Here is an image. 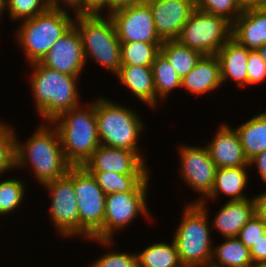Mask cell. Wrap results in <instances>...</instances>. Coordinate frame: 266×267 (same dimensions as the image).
<instances>
[{"label":"cell","instance_id":"bcb514c9","mask_svg":"<svg viewBox=\"0 0 266 267\" xmlns=\"http://www.w3.org/2000/svg\"><path fill=\"white\" fill-rule=\"evenodd\" d=\"M249 267H266V261H252Z\"/></svg>","mask_w":266,"mask_h":267},{"label":"cell","instance_id":"d6a6232c","mask_svg":"<svg viewBox=\"0 0 266 267\" xmlns=\"http://www.w3.org/2000/svg\"><path fill=\"white\" fill-rule=\"evenodd\" d=\"M15 129L0 122V175L16 167L15 158Z\"/></svg>","mask_w":266,"mask_h":267},{"label":"cell","instance_id":"277c9868","mask_svg":"<svg viewBox=\"0 0 266 267\" xmlns=\"http://www.w3.org/2000/svg\"><path fill=\"white\" fill-rule=\"evenodd\" d=\"M204 198L184 207L182 222L172 239L184 267H205L210 265L213 253L208 208Z\"/></svg>","mask_w":266,"mask_h":267},{"label":"cell","instance_id":"f35d334b","mask_svg":"<svg viewBox=\"0 0 266 267\" xmlns=\"http://www.w3.org/2000/svg\"><path fill=\"white\" fill-rule=\"evenodd\" d=\"M250 255L252 261H266V234L250 248Z\"/></svg>","mask_w":266,"mask_h":267},{"label":"cell","instance_id":"30bf717a","mask_svg":"<svg viewBox=\"0 0 266 267\" xmlns=\"http://www.w3.org/2000/svg\"><path fill=\"white\" fill-rule=\"evenodd\" d=\"M147 192H123L106 195L103 227L91 238L104 246L113 244V232L127 226L140 213L148 217Z\"/></svg>","mask_w":266,"mask_h":267},{"label":"cell","instance_id":"cb8c5ba5","mask_svg":"<svg viewBox=\"0 0 266 267\" xmlns=\"http://www.w3.org/2000/svg\"><path fill=\"white\" fill-rule=\"evenodd\" d=\"M247 168L250 166L217 168L214 186L207 198L215 199L221 192L231 196V201L250 199L242 194L248 182Z\"/></svg>","mask_w":266,"mask_h":267},{"label":"cell","instance_id":"ac0fdd59","mask_svg":"<svg viewBox=\"0 0 266 267\" xmlns=\"http://www.w3.org/2000/svg\"><path fill=\"white\" fill-rule=\"evenodd\" d=\"M231 37L249 50L266 43V8L246 9L232 24Z\"/></svg>","mask_w":266,"mask_h":267},{"label":"cell","instance_id":"5b68a950","mask_svg":"<svg viewBox=\"0 0 266 267\" xmlns=\"http://www.w3.org/2000/svg\"><path fill=\"white\" fill-rule=\"evenodd\" d=\"M75 18L74 25L82 39L85 61L91 57L116 75L122 66L121 42L111 17L76 14Z\"/></svg>","mask_w":266,"mask_h":267},{"label":"cell","instance_id":"e0dca14e","mask_svg":"<svg viewBox=\"0 0 266 267\" xmlns=\"http://www.w3.org/2000/svg\"><path fill=\"white\" fill-rule=\"evenodd\" d=\"M206 147L217 168L249 166L238 133L227 124H222L218 128L216 135Z\"/></svg>","mask_w":266,"mask_h":267},{"label":"cell","instance_id":"f1b7e54d","mask_svg":"<svg viewBox=\"0 0 266 267\" xmlns=\"http://www.w3.org/2000/svg\"><path fill=\"white\" fill-rule=\"evenodd\" d=\"M156 91V105L159 99H164L176 87H181V77L169 63L168 59L159 52L151 66Z\"/></svg>","mask_w":266,"mask_h":267},{"label":"cell","instance_id":"83f0119b","mask_svg":"<svg viewBox=\"0 0 266 267\" xmlns=\"http://www.w3.org/2000/svg\"><path fill=\"white\" fill-rule=\"evenodd\" d=\"M160 52L168 59L181 78L185 77L203 56L200 52L181 45L177 40L164 41Z\"/></svg>","mask_w":266,"mask_h":267},{"label":"cell","instance_id":"f546056e","mask_svg":"<svg viewBox=\"0 0 266 267\" xmlns=\"http://www.w3.org/2000/svg\"><path fill=\"white\" fill-rule=\"evenodd\" d=\"M163 43L121 42V64L152 66Z\"/></svg>","mask_w":266,"mask_h":267},{"label":"cell","instance_id":"7bdbcfd3","mask_svg":"<svg viewBox=\"0 0 266 267\" xmlns=\"http://www.w3.org/2000/svg\"><path fill=\"white\" fill-rule=\"evenodd\" d=\"M255 199V213L266 225V192L254 196Z\"/></svg>","mask_w":266,"mask_h":267},{"label":"cell","instance_id":"9c48e42d","mask_svg":"<svg viewBox=\"0 0 266 267\" xmlns=\"http://www.w3.org/2000/svg\"><path fill=\"white\" fill-rule=\"evenodd\" d=\"M73 187L80 217V236L90 240L103 227L106 194L83 166H73Z\"/></svg>","mask_w":266,"mask_h":267},{"label":"cell","instance_id":"60d3db41","mask_svg":"<svg viewBox=\"0 0 266 267\" xmlns=\"http://www.w3.org/2000/svg\"><path fill=\"white\" fill-rule=\"evenodd\" d=\"M145 2V0H108V15H111L112 13L129 8L133 5L140 4Z\"/></svg>","mask_w":266,"mask_h":267},{"label":"cell","instance_id":"f6af8a7d","mask_svg":"<svg viewBox=\"0 0 266 267\" xmlns=\"http://www.w3.org/2000/svg\"><path fill=\"white\" fill-rule=\"evenodd\" d=\"M257 51L262 59L266 62V43L262 45Z\"/></svg>","mask_w":266,"mask_h":267},{"label":"cell","instance_id":"7dc6e473","mask_svg":"<svg viewBox=\"0 0 266 267\" xmlns=\"http://www.w3.org/2000/svg\"><path fill=\"white\" fill-rule=\"evenodd\" d=\"M5 9H7V0H0V16Z\"/></svg>","mask_w":266,"mask_h":267},{"label":"cell","instance_id":"7402d4cb","mask_svg":"<svg viewBox=\"0 0 266 267\" xmlns=\"http://www.w3.org/2000/svg\"><path fill=\"white\" fill-rule=\"evenodd\" d=\"M130 92L148 106H156V91L151 66L122 65L116 74Z\"/></svg>","mask_w":266,"mask_h":267},{"label":"cell","instance_id":"7a4b0ae2","mask_svg":"<svg viewBox=\"0 0 266 267\" xmlns=\"http://www.w3.org/2000/svg\"><path fill=\"white\" fill-rule=\"evenodd\" d=\"M51 123L59 133L65 158L72 166H83L100 145L96 101L83 109L80 104L65 111Z\"/></svg>","mask_w":266,"mask_h":267},{"label":"cell","instance_id":"2e32d148","mask_svg":"<svg viewBox=\"0 0 266 267\" xmlns=\"http://www.w3.org/2000/svg\"><path fill=\"white\" fill-rule=\"evenodd\" d=\"M149 5L159 38L164 41L177 40L182 27L189 19L194 0H145Z\"/></svg>","mask_w":266,"mask_h":267},{"label":"cell","instance_id":"b9f144b4","mask_svg":"<svg viewBox=\"0 0 266 267\" xmlns=\"http://www.w3.org/2000/svg\"><path fill=\"white\" fill-rule=\"evenodd\" d=\"M256 165L257 171L264 184H266V150L259 153L257 156L249 161V166Z\"/></svg>","mask_w":266,"mask_h":267},{"label":"cell","instance_id":"8992f818","mask_svg":"<svg viewBox=\"0 0 266 267\" xmlns=\"http://www.w3.org/2000/svg\"><path fill=\"white\" fill-rule=\"evenodd\" d=\"M98 137L101 145L135 151L143 160L138 148L143 121L133 109L99 97L96 100Z\"/></svg>","mask_w":266,"mask_h":267},{"label":"cell","instance_id":"6da1fadb","mask_svg":"<svg viewBox=\"0 0 266 267\" xmlns=\"http://www.w3.org/2000/svg\"><path fill=\"white\" fill-rule=\"evenodd\" d=\"M42 125L23 144L16 139V168L31 165L35 178L44 185L65 176L72 165L66 160L55 126Z\"/></svg>","mask_w":266,"mask_h":267},{"label":"cell","instance_id":"ba28073f","mask_svg":"<svg viewBox=\"0 0 266 267\" xmlns=\"http://www.w3.org/2000/svg\"><path fill=\"white\" fill-rule=\"evenodd\" d=\"M231 33L232 24L224 17L194 8L177 41L202 55H216Z\"/></svg>","mask_w":266,"mask_h":267},{"label":"cell","instance_id":"e575fe53","mask_svg":"<svg viewBox=\"0 0 266 267\" xmlns=\"http://www.w3.org/2000/svg\"><path fill=\"white\" fill-rule=\"evenodd\" d=\"M266 234V225L255 214L240 230L239 240L247 247L251 248L261 237Z\"/></svg>","mask_w":266,"mask_h":267},{"label":"cell","instance_id":"8fae6325","mask_svg":"<svg viewBox=\"0 0 266 267\" xmlns=\"http://www.w3.org/2000/svg\"><path fill=\"white\" fill-rule=\"evenodd\" d=\"M51 196L50 218L61 236L80 235V217L73 187V166L68 173L54 181L45 183Z\"/></svg>","mask_w":266,"mask_h":267},{"label":"cell","instance_id":"4fadbf2b","mask_svg":"<svg viewBox=\"0 0 266 267\" xmlns=\"http://www.w3.org/2000/svg\"><path fill=\"white\" fill-rule=\"evenodd\" d=\"M181 176L194 191L207 198L214 186L216 164L210 158L207 147L180 146Z\"/></svg>","mask_w":266,"mask_h":267},{"label":"cell","instance_id":"5bb4252c","mask_svg":"<svg viewBox=\"0 0 266 267\" xmlns=\"http://www.w3.org/2000/svg\"><path fill=\"white\" fill-rule=\"evenodd\" d=\"M40 63L60 73L80 76L86 63L82 39L73 25L56 41Z\"/></svg>","mask_w":266,"mask_h":267},{"label":"cell","instance_id":"4dcf8cb0","mask_svg":"<svg viewBox=\"0 0 266 267\" xmlns=\"http://www.w3.org/2000/svg\"><path fill=\"white\" fill-rule=\"evenodd\" d=\"M25 185L16 178L0 181V215L13 212L20 206L25 192Z\"/></svg>","mask_w":266,"mask_h":267},{"label":"cell","instance_id":"ee69618b","mask_svg":"<svg viewBox=\"0 0 266 267\" xmlns=\"http://www.w3.org/2000/svg\"><path fill=\"white\" fill-rule=\"evenodd\" d=\"M243 10L252 8H266V0H238Z\"/></svg>","mask_w":266,"mask_h":267},{"label":"cell","instance_id":"ffe728a7","mask_svg":"<svg viewBox=\"0 0 266 267\" xmlns=\"http://www.w3.org/2000/svg\"><path fill=\"white\" fill-rule=\"evenodd\" d=\"M255 199L227 201L213 218V227L223 237H238L242 227L255 215Z\"/></svg>","mask_w":266,"mask_h":267},{"label":"cell","instance_id":"44dd1931","mask_svg":"<svg viewBox=\"0 0 266 267\" xmlns=\"http://www.w3.org/2000/svg\"><path fill=\"white\" fill-rule=\"evenodd\" d=\"M220 64L216 55H203L181 79V87L192 94H204L221 86Z\"/></svg>","mask_w":266,"mask_h":267},{"label":"cell","instance_id":"9a60e30c","mask_svg":"<svg viewBox=\"0 0 266 267\" xmlns=\"http://www.w3.org/2000/svg\"><path fill=\"white\" fill-rule=\"evenodd\" d=\"M83 167L88 172L150 174L146 162L135 151L101 144Z\"/></svg>","mask_w":266,"mask_h":267},{"label":"cell","instance_id":"d590c367","mask_svg":"<svg viewBox=\"0 0 266 267\" xmlns=\"http://www.w3.org/2000/svg\"><path fill=\"white\" fill-rule=\"evenodd\" d=\"M91 267H138L137 253L126 254L110 251L91 264Z\"/></svg>","mask_w":266,"mask_h":267},{"label":"cell","instance_id":"836d02e7","mask_svg":"<svg viewBox=\"0 0 266 267\" xmlns=\"http://www.w3.org/2000/svg\"><path fill=\"white\" fill-rule=\"evenodd\" d=\"M10 18L23 20L34 18L50 9L48 0H7Z\"/></svg>","mask_w":266,"mask_h":267},{"label":"cell","instance_id":"d6986e66","mask_svg":"<svg viewBox=\"0 0 266 267\" xmlns=\"http://www.w3.org/2000/svg\"><path fill=\"white\" fill-rule=\"evenodd\" d=\"M250 51L232 37L220 48L216 56L220 64L222 83L232 79L239 87L248 85L246 67Z\"/></svg>","mask_w":266,"mask_h":267},{"label":"cell","instance_id":"ab89813d","mask_svg":"<svg viewBox=\"0 0 266 267\" xmlns=\"http://www.w3.org/2000/svg\"><path fill=\"white\" fill-rule=\"evenodd\" d=\"M65 5H68L67 7L74 8L75 11H73L78 15H83V0H48L49 6L52 9H62L61 3Z\"/></svg>","mask_w":266,"mask_h":267},{"label":"cell","instance_id":"484cf974","mask_svg":"<svg viewBox=\"0 0 266 267\" xmlns=\"http://www.w3.org/2000/svg\"><path fill=\"white\" fill-rule=\"evenodd\" d=\"M224 239L225 242L213 248L210 266L249 267L252 263L250 249L238 237H226Z\"/></svg>","mask_w":266,"mask_h":267},{"label":"cell","instance_id":"52a82bcc","mask_svg":"<svg viewBox=\"0 0 266 267\" xmlns=\"http://www.w3.org/2000/svg\"><path fill=\"white\" fill-rule=\"evenodd\" d=\"M21 23L16 32L18 44L25 52L28 63L32 64L43 59L52 45L74 25V19L64 8H50Z\"/></svg>","mask_w":266,"mask_h":267},{"label":"cell","instance_id":"7c38bea8","mask_svg":"<svg viewBox=\"0 0 266 267\" xmlns=\"http://www.w3.org/2000/svg\"><path fill=\"white\" fill-rule=\"evenodd\" d=\"M109 16L120 42L163 43L156 32L152 12L146 2L118 10Z\"/></svg>","mask_w":266,"mask_h":267},{"label":"cell","instance_id":"603a6c76","mask_svg":"<svg viewBox=\"0 0 266 267\" xmlns=\"http://www.w3.org/2000/svg\"><path fill=\"white\" fill-rule=\"evenodd\" d=\"M248 161L266 150V111L235 128Z\"/></svg>","mask_w":266,"mask_h":267},{"label":"cell","instance_id":"4316f807","mask_svg":"<svg viewBox=\"0 0 266 267\" xmlns=\"http://www.w3.org/2000/svg\"><path fill=\"white\" fill-rule=\"evenodd\" d=\"M138 267H184L180 261L175 242L149 245L137 254Z\"/></svg>","mask_w":266,"mask_h":267},{"label":"cell","instance_id":"74e56055","mask_svg":"<svg viewBox=\"0 0 266 267\" xmlns=\"http://www.w3.org/2000/svg\"><path fill=\"white\" fill-rule=\"evenodd\" d=\"M106 7L108 11V0H83V15H100Z\"/></svg>","mask_w":266,"mask_h":267},{"label":"cell","instance_id":"3957f363","mask_svg":"<svg viewBox=\"0 0 266 267\" xmlns=\"http://www.w3.org/2000/svg\"><path fill=\"white\" fill-rule=\"evenodd\" d=\"M29 65L34 67L30 84L37 112L51 126L61 113L80 105L76 85L80 77L60 73L40 62Z\"/></svg>","mask_w":266,"mask_h":267},{"label":"cell","instance_id":"8d00e7d4","mask_svg":"<svg viewBox=\"0 0 266 267\" xmlns=\"http://www.w3.org/2000/svg\"><path fill=\"white\" fill-rule=\"evenodd\" d=\"M248 85H255L266 80V62L257 50H251L247 60Z\"/></svg>","mask_w":266,"mask_h":267},{"label":"cell","instance_id":"d4e9b609","mask_svg":"<svg viewBox=\"0 0 266 267\" xmlns=\"http://www.w3.org/2000/svg\"><path fill=\"white\" fill-rule=\"evenodd\" d=\"M107 195L118 192H147L150 174H117L115 172H89Z\"/></svg>","mask_w":266,"mask_h":267},{"label":"cell","instance_id":"1f68e13d","mask_svg":"<svg viewBox=\"0 0 266 267\" xmlns=\"http://www.w3.org/2000/svg\"><path fill=\"white\" fill-rule=\"evenodd\" d=\"M194 7L224 17L231 24L244 12L238 0H194Z\"/></svg>","mask_w":266,"mask_h":267}]
</instances>
